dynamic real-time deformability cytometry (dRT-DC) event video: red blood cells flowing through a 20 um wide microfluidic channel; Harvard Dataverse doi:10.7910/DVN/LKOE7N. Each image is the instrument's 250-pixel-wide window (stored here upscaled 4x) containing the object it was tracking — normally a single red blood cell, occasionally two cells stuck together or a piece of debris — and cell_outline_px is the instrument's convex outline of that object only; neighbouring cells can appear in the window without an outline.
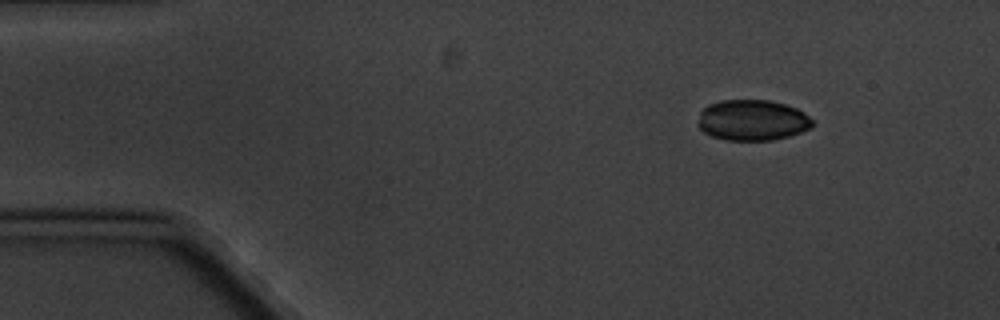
{"species": "common noctule bat (a hibernating species)", "species_latin": "Nyctalus noctula", "temperature_condition": "cold", "stored_images_in_passage": 5, "camera_frame_rate_fps": 3000, "um_per_image_px": 0.085, "animal": {"sex": "male", "body_mass_g": 20.1, "forearm_length_mm": 53.5}, "frame": {"image": 1, "passage_image": 1, "time_ms": 0.0, "image_size_px": [1000, 320], "cell_outline_px": [[812, 128], [788, 136], [772, 140], [724, 140], [712, 136], [704, 132], [696, 124], [700, 112], [708, 104], [720, 100], [768, 100], [784, 104], [796, 108], [804, 112], [812, 120]], "centroid_in_image_um": [63.92, 10.21], "position_along_channel_um": 21.1, "area_um2": 27.28}}
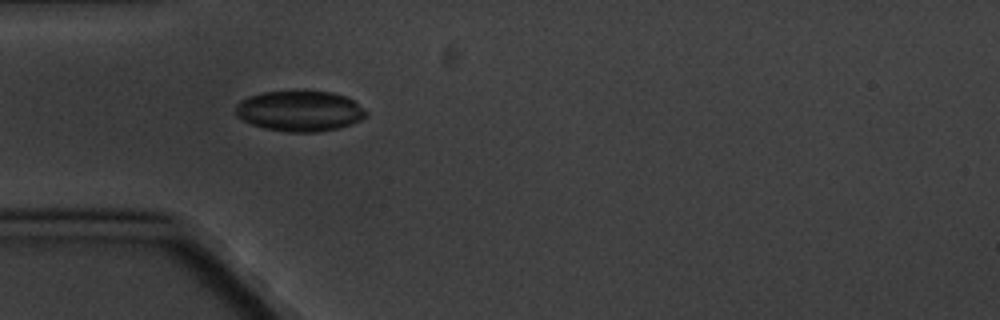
{"frame": {"image": 2, "passage_image": 4, "time_ms": 3.333, "image_size_px": [1000, 320], "cell_outline_px": [[368, 116], [352, 124], [336, 128], [316, 132], [288, 132], [264, 128], [252, 124], [236, 116], [236, 104], [240, 100], [248, 96], [264, 92], [332, 92], [344, 96], [352, 100], [368, 112]], "centroid_in_image_um": [25.47, 9.45], "position_along_channel_um": 59.5, "area_um2": 30.52}}